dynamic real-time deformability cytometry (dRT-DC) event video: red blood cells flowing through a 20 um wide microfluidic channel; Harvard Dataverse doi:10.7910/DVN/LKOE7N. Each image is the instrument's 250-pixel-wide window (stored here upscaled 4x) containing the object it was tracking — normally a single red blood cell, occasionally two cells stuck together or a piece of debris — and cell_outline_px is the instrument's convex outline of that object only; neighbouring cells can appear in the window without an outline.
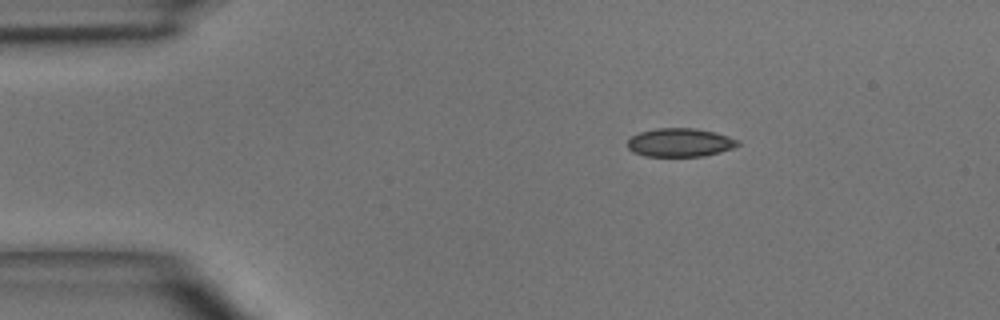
{"species": "common noctule bat (a hibernating species)", "species_latin": "Nyctalus noctula", "temperature_condition": "room temperature", "stored_images_in_passage": 5, "camera_frame_rate_fps": 3000, "um_per_image_px": 0.085, "animal": {"sex": "male", "body_mass_g": 15.6}, "frame": {"image": 1, "passage_image": 3, "time_ms": 2.333, "image_size_px": [1000, 320], "cell_outline_px": [[740, 144], [732, 148], [720, 152], [704, 156], [644, 156], [632, 152], [628, 148], [628, 140], [632, 136], [640, 132], [656, 128], [692, 128], [716, 132], [740, 140]], "centroid_in_image_um": [57.8, 12.11], "position_along_channel_um": 27.2, "area_um2": 18.38}}
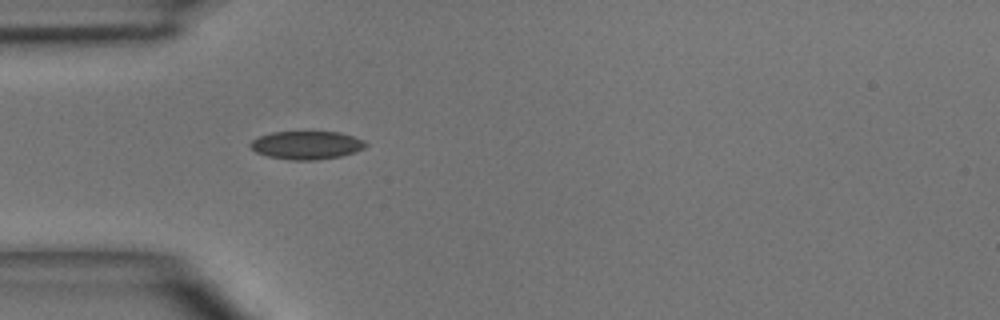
{"frame": {"image": 2, "passage_image": 5, "time_ms": 4.333, "image_size_px": [1000, 320], "cell_outline_px": [[368, 144], [364, 148], [340, 156], [316, 160], [292, 160], [268, 156], [256, 152], [248, 144], [252, 140], [260, 136], [272, 132], [312, 128], [340, 132], [364, 140]], "centroid_in_image_um": [26.06, 12.27], "position_along_channel_um": 58.9, "area_um2": 19.77}}